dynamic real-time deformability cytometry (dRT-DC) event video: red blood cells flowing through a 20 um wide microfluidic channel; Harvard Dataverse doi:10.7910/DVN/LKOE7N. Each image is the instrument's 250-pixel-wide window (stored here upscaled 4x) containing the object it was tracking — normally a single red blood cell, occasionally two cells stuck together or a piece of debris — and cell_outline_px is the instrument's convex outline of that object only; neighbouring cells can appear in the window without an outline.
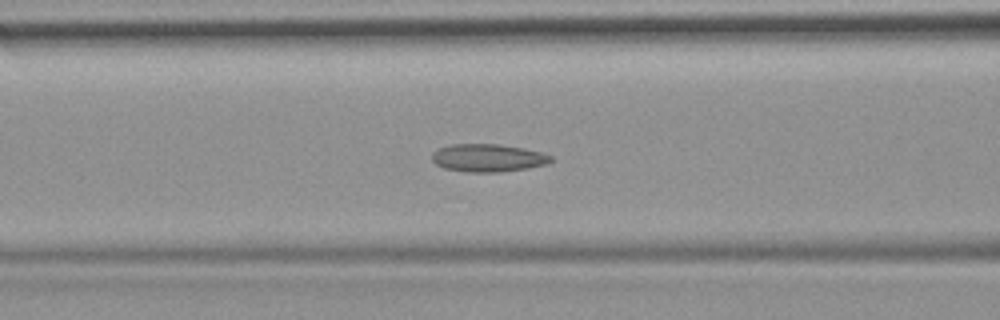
{"species": "common noctule bat (a hibernating species)", "species_latin": "Nyctalus noctula", "temperature_condition": "room temperature", "stored_images_in_passage": 37, "camera_frame_rate_fps": 3000, "um_per_image_px": 0.085, "animal": {"sex": "female", "body_mass_g": 19.9}, "frame": {"image": 1, "passage_image": 6, "time_ms": 1.667, "image_size_px": [1000, 320], "cell_outline_px": [[552, 160], [548, 164], [528, 168], [500, 172], [468, 172], [444, 168], [436, 164], [432, 160], [432, 152], [440, 148], [452, 144], [500, 144], [524, 148], [540, 152], [552, 156]], "centroid_in_image_um": [41.49, 13.42], "position_along_channel_um": 125.1, "area_um2": 19.31}}
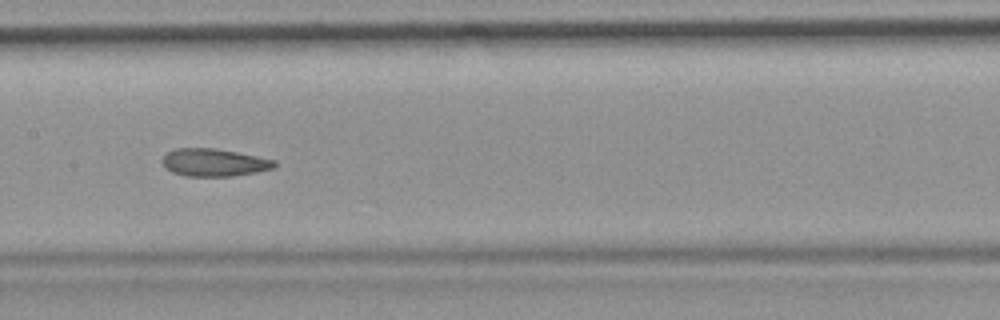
{"frame": {"image": 2, "passage_image": 11, "time_ms": 3.333, "image_size_px": [1000, 320], "cell_outline_px": [[276, 164], [272, 168], [256, 172], [232, 176], [184, 176], [172, 172], [164, 168], [160, 160], [168, 152], [176, 148], [216, 148], [276, 160]], "centroid_in_image_um": [18.14, 13.81], "position_along_channel_um": 189.3, "area_um2": 18.09}, "authors_computed_cell_mechanics": {"area_um2": 18.6116, "velocity_mm_per_s": 3.8529, "shape_relaxation_time_tau1_ms": null, "shape_relaxation_time_tau2_ms": 2.2884, "deformation_change_tau1": null, "deformation_change_tau2": 0.084}}